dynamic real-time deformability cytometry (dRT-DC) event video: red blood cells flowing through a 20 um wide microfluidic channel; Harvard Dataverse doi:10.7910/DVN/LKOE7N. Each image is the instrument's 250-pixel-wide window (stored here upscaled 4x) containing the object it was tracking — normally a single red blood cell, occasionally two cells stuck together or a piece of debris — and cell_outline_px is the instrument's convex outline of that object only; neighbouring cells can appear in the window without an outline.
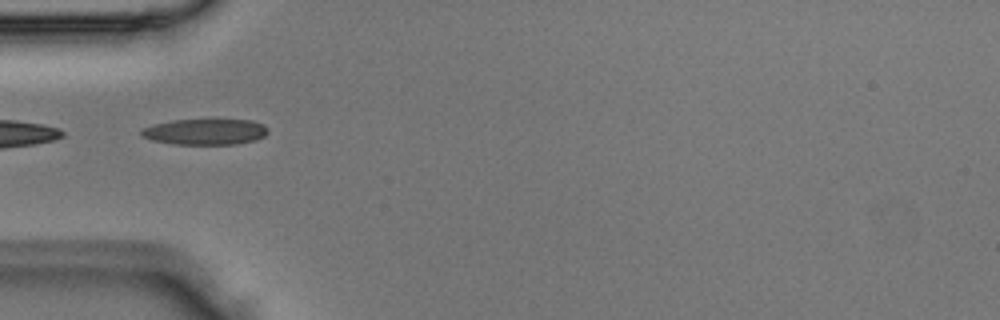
{"species": "Egyptian fruit bat (a non-hibernating species)", "species_latin": "Rousettus aegyptiacus", "temperature_condition": "room temperature", "stored_images_in_passage": 5, "segment_of_instrument_passage": [2, 2], "camera_frame_rate_fps": 3000, "um_per_image_px": 0.085, "animal": {"sex": "male"}, "frame": {"image": 1, "passage_image": 4, "time_ms": 1.0, "image_size_px": [1000, 320], "cell_outline_px": [[268, 132], [264, 136], [256, 140], [236, 144], [172, 144], [152, 140], [140, 136], [140, 132], [144, 128], [152, 124], [172, 120], [252, 120], [264, 124], [268, 128]], "centroid_in_image_um": [17.44, 11.2], "position_along_channel_um": 67.6, "area_um2": 19.19}}
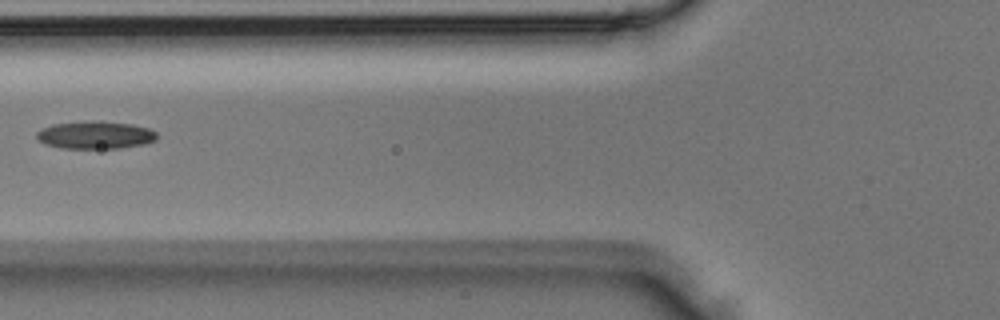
{"frame": {"image": 2, "passage_image": 5, "time_ms": 1.333, "image_size_px": [1000, 320], "cell_outline_px": [[156, 140], [144, 144], [120, 148], [60, 148], [44, 144], [36, 136], [36, 132], [44, 128], [56, 124], [132, 124], [148, 128], [156, 132]], "centroid_in_image_um": [8.12, 11.54], "position_along_channel_um": 117.7, "area_um2": 18.15}}